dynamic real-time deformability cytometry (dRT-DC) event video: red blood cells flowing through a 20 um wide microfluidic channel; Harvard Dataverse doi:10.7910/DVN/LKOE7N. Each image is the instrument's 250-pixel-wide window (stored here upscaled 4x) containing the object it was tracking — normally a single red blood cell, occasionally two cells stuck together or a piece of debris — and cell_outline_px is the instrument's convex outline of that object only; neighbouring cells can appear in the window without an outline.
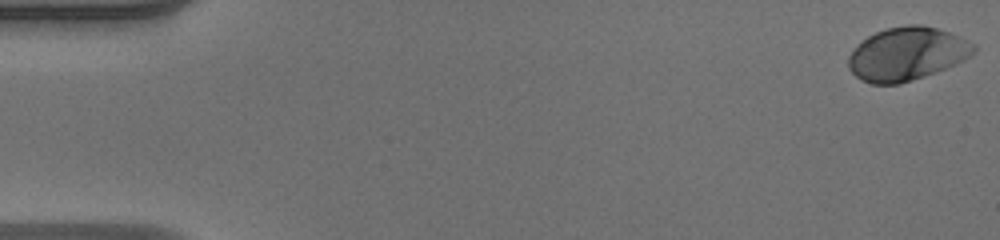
{"species": "human", "species_latin": "Homo sapiens", "temperature_condition": "warm", "stored_images_in_passage": 50, "camera_frame_rate_fps": 3000, "um_per_image_px": 0.085, "donor": {"sex": "male"}, "frame": {"image": 1, "passage_image": 1, "time_ms": 0.0, "image_size_px": [1000, 240], "cell_outline_px": [[976, 52], [944, 68], [924, 76], [900, 84], [872, 84], [860, 80], [848, 68], [848, 56], [856, 44], [868, 36], [884, 28], [908, 24], [920, 24], [936, 28], [960, 36], [976, 44]], "centroid_in_image_um": [77.04, 4.56], "position_along_channel_um": 8.0, "area_um2": 38.84}}
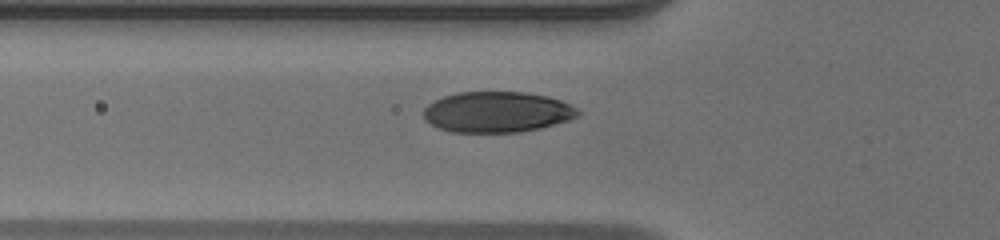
{"frame": {"image": 2, "passage_image": 18, "time_ms": 5.667, "image_size_px": [1000, 240], "cell_outline_px": [[584, 112], [580, 116], [568, 120], [540, 128], [520, 132], [452, 132], [440, 128], [424, 120], [424, 108], [428, 104], [444, 96], [456, 92], [524, 92], [544, 96], [560, 100]], "centroid_in_image_um": [42.26, 9.52], "position_along_channel_um": 83.5, "area_um2": 36.59}}
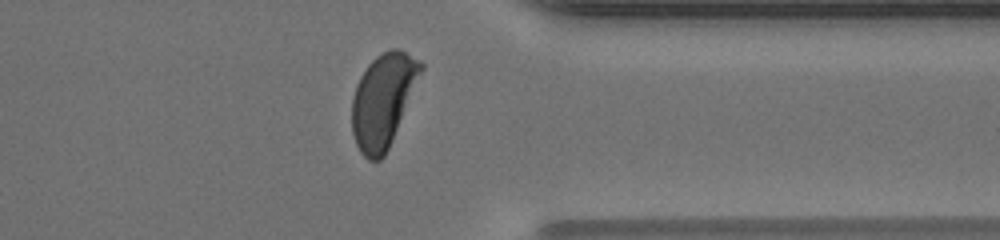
{"frame": {"image": 3, "passage_image": 40, "time_ms": 13.0, "image_size_px": [1000, 240], "cell_outline_px": [[424, 68], [392, 140], [384, 156], [380, 160], [368, 160], [360, 152], [356, 144], [352, 132], [352, 96], [356, 84], [360, 76], [368, 64], [376, 56], [392, 48], [400, 48], [420, 60], [424, 64]], "centroid_in_image_um": [32.56, 8.51], "position_along_channel_um": 378.8, "area_um2": 37.51}, "authors_computed_cell_mechanics": {"area_um2": 37.8879, "velocity_mm_per_s": 4.0972, "shape_relaxation_time_tau1_ms": 1.7788, "shape_relaxation_time_tau2_ms": null, "deformation_change_tau1": 0.1534, "deformation_change_tau2": null}}